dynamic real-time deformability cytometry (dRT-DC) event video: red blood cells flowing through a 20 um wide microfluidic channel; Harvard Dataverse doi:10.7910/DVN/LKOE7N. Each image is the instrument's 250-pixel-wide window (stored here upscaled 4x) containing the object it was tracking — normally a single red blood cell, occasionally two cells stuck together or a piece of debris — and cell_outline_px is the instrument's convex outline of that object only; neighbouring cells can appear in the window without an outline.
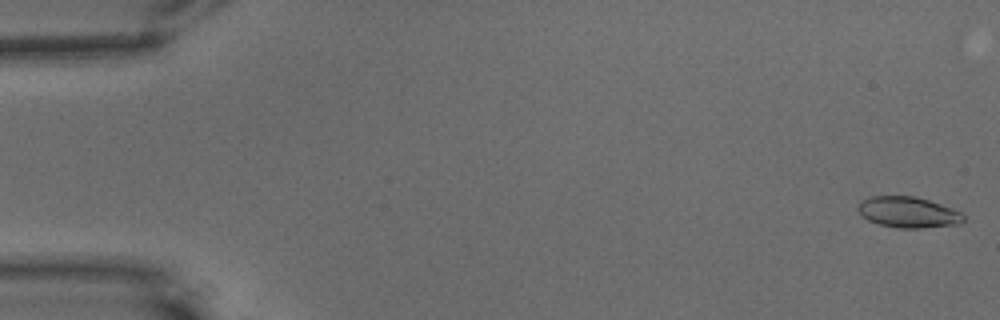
{"species": "common noctule bat (a hibernating species)", "species_latin": "Nyctalus noctula", "temperature_condition": "warm", "stored_images_in_passage": 16, "camera_frame_rate_fps": 3000, "um_per_image_px": 0.085, "animal": {"sex": "male", "body_mass_g": 15.6}, "frame": {"image": 1, "passage_image": 1, "time_ms": 0.0, "image_size_px": [1000, 320], "cell_outline_px": [[964, 220], [960, 224], [924, 228], [900, 228], [880, 224], [868, 220], [860, 216], [856, 208], [860, 200], [868, 196], [912, 196], [928, 200], [940, 204], [960, 212], [964, 216]], "centroid_in_image_um": [77.13, 18.04], "position_along_channel_um": 7.9, "area_um2": 19.07}}
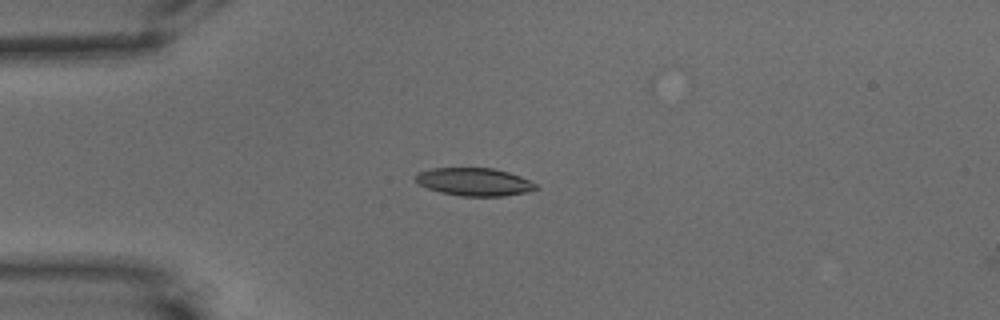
{"frame": {"image": 2, "passage_image": 15, "time_ms": 4.667, "image_size_px": [1000, 320], "cell_outline_px": [[540, 188], [528, 192], [504, 196], [460, 196], [440, 192], [428, 188], [420, 184], [416, 180], [416, 172], [432, 168], [492, 168], [508, 172], [520, 176], [536, 184]], "centroid_in_image_um": [40.33, 15.46], "position_along_channel_um": 44.7, "area_um2": 19.54}}